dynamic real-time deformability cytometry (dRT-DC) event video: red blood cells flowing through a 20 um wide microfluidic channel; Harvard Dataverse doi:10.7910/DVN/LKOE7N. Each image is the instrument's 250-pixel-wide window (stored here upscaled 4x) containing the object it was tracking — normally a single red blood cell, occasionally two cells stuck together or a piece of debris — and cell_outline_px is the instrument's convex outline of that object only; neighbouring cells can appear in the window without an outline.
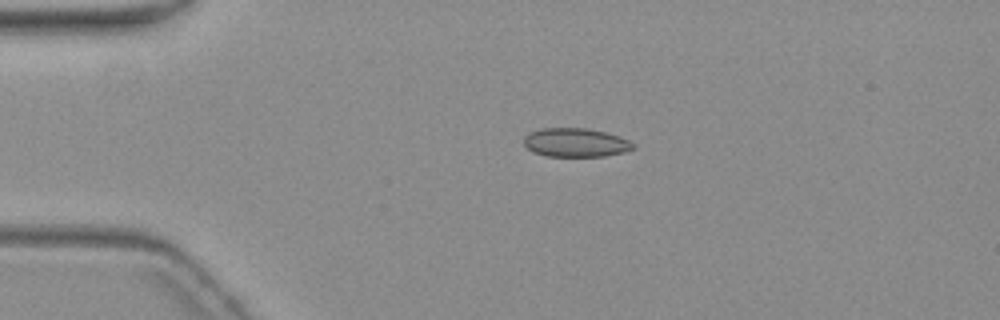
{"species": "common noctule bat (a hibernating species)", "species_latin": "Nyctalus noctula", "temperature_condition": "warm", "stored_images_in_passage": 3, "camera_frame_rate_fps": 3000, "um_per_image_px": 0.085, "animal": {"sex": "female", "body_mass_g": 19.3, "forearm_length_mm": 54.1}, "frame": {"image": 1, "passage_image": 2, "time_ms": 1.0, "image_size_px": [1000, 320], "cell_outline_px": [[636, 148], [624, 152], [604, 156], [548, 156], [532, 152], [524, 144], [524, 136], [528, 132], [540, 128], [588, 128], [620, 136], [636, 144]], "centroid_in_image_um": [48.93, 12.11], "position_along_channel_um": 36.1, "area_um2": 18.5}}